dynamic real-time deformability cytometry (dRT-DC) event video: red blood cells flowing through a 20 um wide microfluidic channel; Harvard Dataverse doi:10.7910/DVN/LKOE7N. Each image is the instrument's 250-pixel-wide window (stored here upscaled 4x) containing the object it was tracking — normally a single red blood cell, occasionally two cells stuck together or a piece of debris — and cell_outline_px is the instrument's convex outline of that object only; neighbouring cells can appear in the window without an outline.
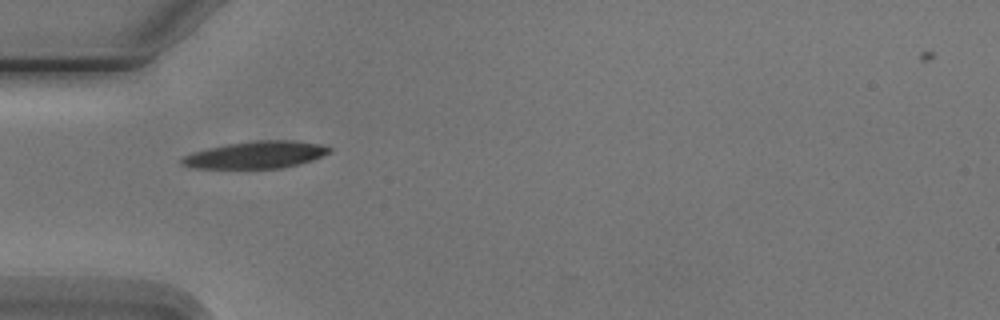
{"species": "Egyptian fruit bat (a non-hibernating species)", "species_latin": "Rousettus aegyptiacus", "temperature_condition": "cold", "stored_images_in_passage": 10, "camera_frame_rate_fps": 3000, "um_per_image_px": 0.085, "animal": {"sex": "male"}, "frame": {"image": 1, "passage_image": 6, "time_ms": 6.667, "image_size_px": [1000, 320], "cell_outline_px": [[332, 152], [312, 160], [280, 168], [192, 168], [180, 164], [180, 160], [184, 156], [192, 152], [208, 148], [228, 144], [256, 140], [292, 140], [320, 144], [332, 148]], "centroid_in_image_um": [21.74, 13.15], "position_along_channel_um": 63.3, "area_um2": 23.24}}
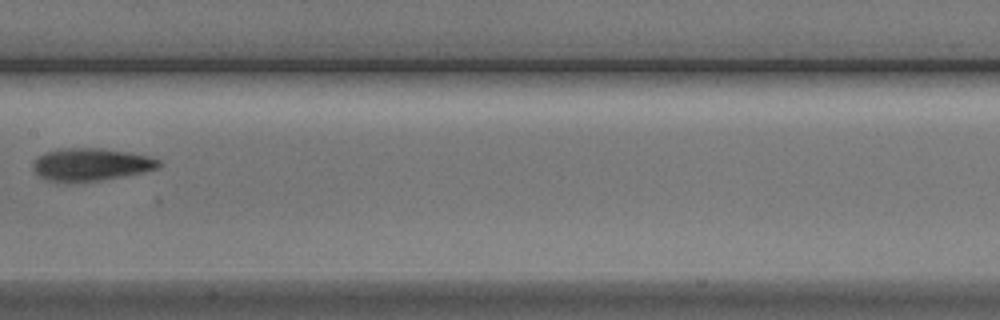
{"frame": {"image": 2, "passage_image": 9, "time_ms": 10.333, "image_size_px": [1000, 320], "cell_outline_px": [[160, 164], [156, 168], [144, 172], [100, 180], [68, 184], [56, 184], [40, 176], [32, 168], [32, 164], [36, 156], [44, 152], [60, 148], [100, 148], [128, 152], [148, 156], [160, 160]], "centroid_in_image_um": [7.63, 14.0], "position_along_channel_um": 199.8, "area_um2": 24.33}}
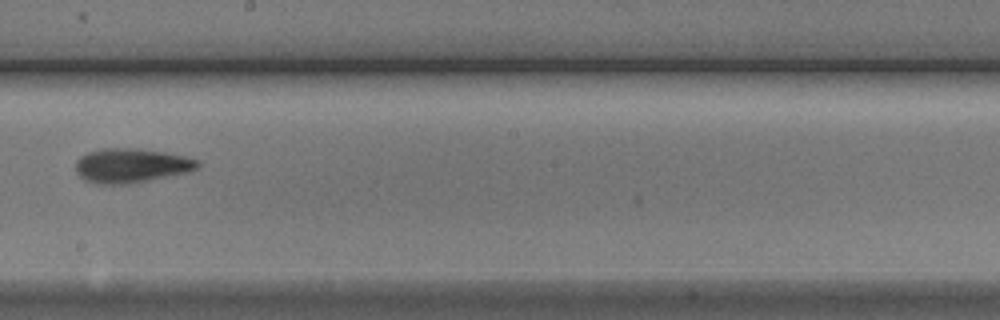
{"frame": {"image": 3, "passage_image": 10, "time_ms": 11.333, "image_size_px": [1000, 320], "cell_outline_px": [[200, 164], [196, 168], [188, 172], [128, 184], [100, 184], [84, 180], [76, 172], [76, 160], [80, 156], [88, 152], [100, 148], [136, 148], [164, 152], [184, 156], [196, 160]], "centroid_in_image_um": [11.1, 14.06], "position_along_channel_um": 237.1, "area_um2": 24.28}}